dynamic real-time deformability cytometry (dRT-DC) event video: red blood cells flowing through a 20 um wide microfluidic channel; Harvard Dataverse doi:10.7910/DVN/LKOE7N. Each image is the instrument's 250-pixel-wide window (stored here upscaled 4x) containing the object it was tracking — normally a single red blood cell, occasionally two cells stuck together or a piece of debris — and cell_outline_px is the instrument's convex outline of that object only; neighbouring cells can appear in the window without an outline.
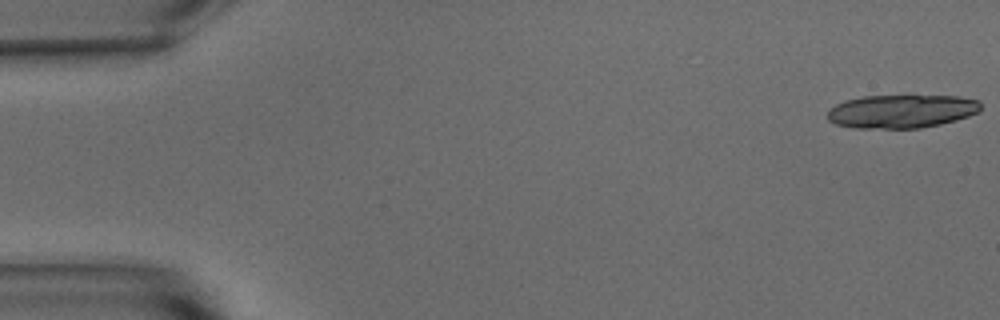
{"species": "common noctule bat (a hibernating species)", "species_latin": "Nyctalus noctula", "temperature_condition": "warm", "stored_images_in_passage": 8, "camera_frame_rate_fps": 3000, "um_per_image_px": 0.085, "animal": {"sex": "male", "body_mass_g": 15.6}, "frame": {"image": 1, "passage_image": 1, "time_ms": 0.0, "image_size_px": [1000, 320], "cell_outline_px": [[980, 112], [956, 120], [940, 124], [920, 128], [856, 128], [836, 124], [828, 120], [828, 112], [836, 104], [848, 100], [864, 96], [960, 96], [980, 100]], "centroid_in_image_um": [76.67, 9.46], "position_along_channel_um": 8.3, "area_um2": 29.71}}